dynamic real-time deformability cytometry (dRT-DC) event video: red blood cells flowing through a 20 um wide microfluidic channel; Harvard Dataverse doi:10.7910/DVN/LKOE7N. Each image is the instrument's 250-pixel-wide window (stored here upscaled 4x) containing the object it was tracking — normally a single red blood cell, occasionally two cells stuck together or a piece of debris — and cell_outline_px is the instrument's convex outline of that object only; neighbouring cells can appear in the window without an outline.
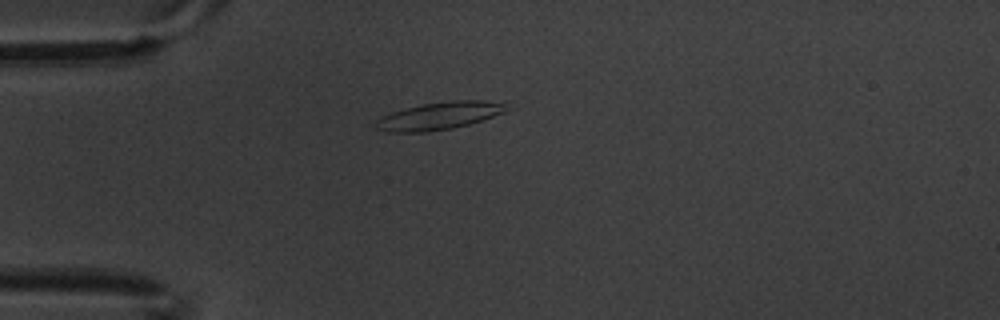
{"species": "common noctule bat (a hibernating species)", "species_latin": "Nyctalus noctula", "temperature_condition": "warm", "stored_images_in_passage": 8, "camera_frame_rate_fps": 3000, "um_per_image_px": 0.085, "animal": {"sex": "male", "body_mass_g": 20.1, "forearm_length_mm": 53.5}, "frame": {"image": 1, "passage_image": 2, "time_ms": 0.333, "image_size_px": [1000, 320], "cell_outline_px": [[512, 108], [504, 112], [468, 124], [452, 128], [424, 132], [388, 132], [376, 128], [376, 120], [380, 116], [404, 108], [424, 104], [452, 100], [484, 100], [504, 104]], "centroid_in_image_um": [37.31, 9.84], "position_along_channel_um": 47.7, "area_um2": 20.75}}
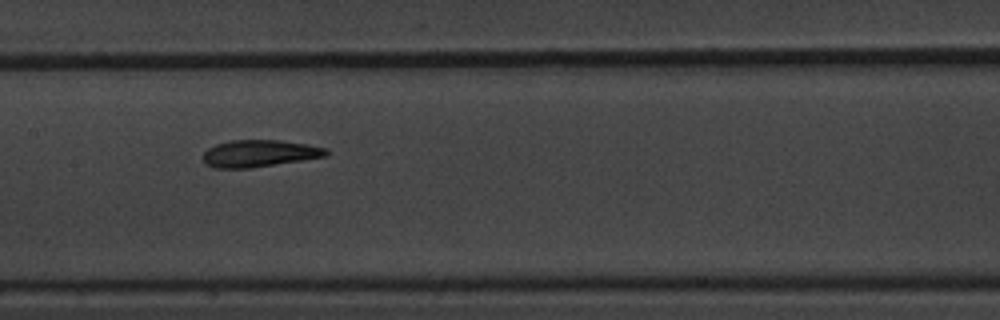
{"frame": {"image": 2, "passage_image": 6, "time_ms": 1.667, "image_size_px": [1000, 320], "cell_outline_px": [[328, 156], [252, 168], [212, 168], [204, 164], [204, 152], [208, 148], [216, 144], [232, 140], [280, 140], [308, 144], [324, 148], [328, 152]], "centroid_in_image_um": [22.03, 13.05], "position_along_channel_um": 185.4, "area_um2": 19.42}}
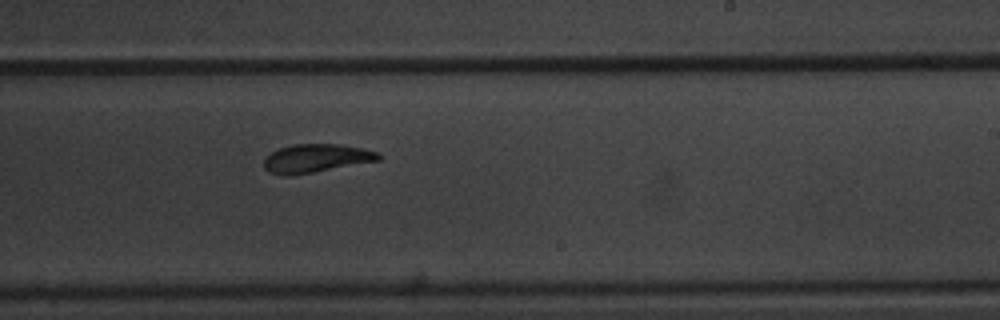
{"frame": {"image": 3, "passage_image": 8, "time_ms": 2.333, "image_size_px": [1000, 320], "cell_outline_px": [[380, 160], [292, 176], [284, 176], [268, 172], [264, 168], [264, 160], [272, 152], [280, 148], [296, 144], [340, 144], [364, 148], [380, 152]], "centroid_in_image_um": [26.88, 13.46], "position_along_channel_um": 262.1, "area_um2": 19.02}}